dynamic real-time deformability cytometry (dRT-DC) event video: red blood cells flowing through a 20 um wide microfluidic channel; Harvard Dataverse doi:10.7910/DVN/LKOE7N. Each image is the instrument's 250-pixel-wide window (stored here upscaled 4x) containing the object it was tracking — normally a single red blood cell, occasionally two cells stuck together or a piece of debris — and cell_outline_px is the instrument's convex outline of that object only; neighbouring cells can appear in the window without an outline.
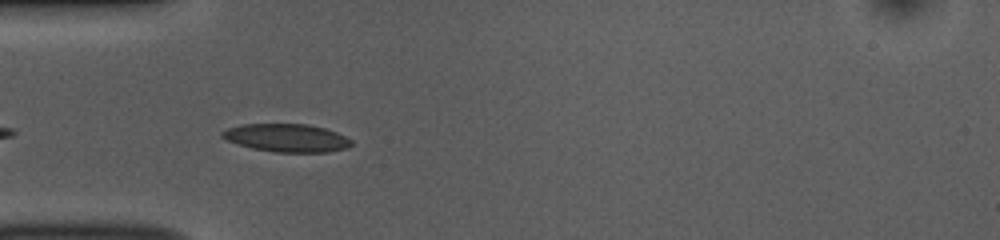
{"species": "common noctule bat (a hibernating species)", "species_latin": "Nyctalus noctula", "temperature_condition": "room temperature", "stored_images_in_passage": 7, "camera_frame_rate_fps": 3000, "um_per_image_px": 0.085, "animal": {"sex": "female", "body_mass_g": 10.0, "forearm_length_mm": 53.1}, "frame": {"image": 1, "passage_image": 3, "time_ms": 0.667, "image_size_px": [1000, 240], "cell_outline_px": [[352, 144], [348, 148], [328, 152], [276, 152], [252, 148], [228, 140], [220, 136], [220, 132], [228, 128], [240, 124], [308, 124], [324, 128], [336, 132], [352, 140]], "centroid_in_image_um": [24.38, 11.72], "position_along_channel_um": 60.6, "area_um2": 21.04}}